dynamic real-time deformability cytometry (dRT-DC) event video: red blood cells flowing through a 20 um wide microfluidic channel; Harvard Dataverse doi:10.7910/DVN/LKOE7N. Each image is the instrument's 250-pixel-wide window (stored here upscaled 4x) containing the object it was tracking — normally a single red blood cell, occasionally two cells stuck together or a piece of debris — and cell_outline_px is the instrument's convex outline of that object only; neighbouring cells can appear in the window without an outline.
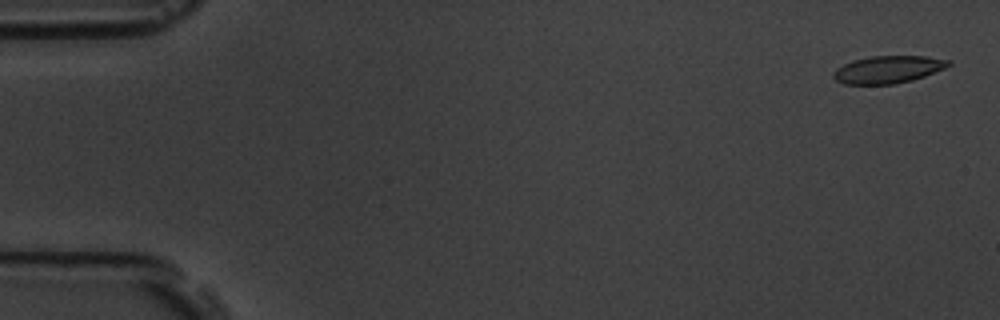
{"species": "common noctule bat (a hibernating species)", "species_latin": "Nyctalus noctula", "temperature_condition": "room temperature", "stored_images_in_passage": 5, "camera_frame_rate_fps": 3000, "um_per_image_px": 0.085, "animal": {"sex": "male", "body_mass_g": 19.5, "forearm_length_mm": 54.6}, "frame": {"image": 1, "passage_image": 1, "time_ms": 0.0, "image_size_px": [1000, 320], "cell_outline_px": [[952, 64], [944, 68], [924, 76], [912, 80], [896, 84], [844, 84], [836, 80], [832, 76], [832, 72], [836, 68], [852, 60], [872, 56], [928, 56], [952, 60]], "centroid_in_image_um": [75.48, 5.9], "position_along_channel_um": 9.5, "area_um2": 18.5}}
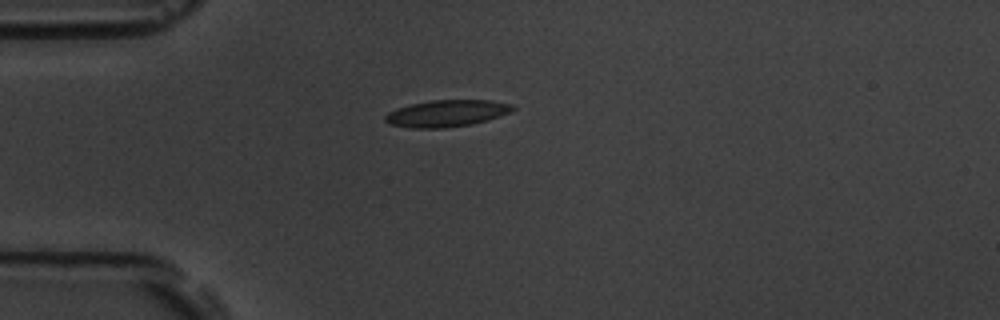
{"frame": {"image": 2, "passage_image": 5, "time_ms": 4.333, "image_size_px": [1000, 320], "cell_outline_px": [[516, 108], [500, 116], [488, 120], [472, 124], [444, 128], [412, 128], [388, 124], [384, 120], [384, 116], [388, 112], [396, 108], [412, 104], [432, 100], [492, 100], [512, 104]], "centroid_in_image_um": [37.95, 9.64], "position_along_channel_um": 47.0, "area_um2": 19.94}}